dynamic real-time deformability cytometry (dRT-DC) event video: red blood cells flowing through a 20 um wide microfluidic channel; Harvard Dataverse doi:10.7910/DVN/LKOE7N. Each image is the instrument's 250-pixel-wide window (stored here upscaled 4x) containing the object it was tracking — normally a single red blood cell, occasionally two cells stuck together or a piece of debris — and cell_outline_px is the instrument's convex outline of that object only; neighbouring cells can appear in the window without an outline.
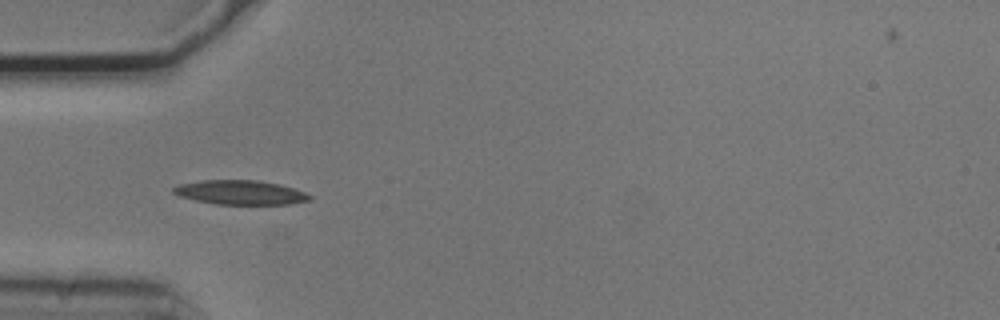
{"species": "common noctule bat (a hibernating species)", "species_latin": "Nyctalus noctula", "temperature_condition": "cold", "stored_images_in_passage": 23, "camera_frame_rate_fps": 3000, "um_per_image_px": 0.085, "animal": {"sex": "male", "body_mass_g": 20.5, "forearm_length_mm": 52.5}, "frame": {"image": 1, "passage_image": 1, "time_ms": 0.0, "image_size_px": [1000, 320], "cell_outline_px": [[312, 200], [292, 204], [216, 204], [196, 200], [180, 196], [172, 192], [172, 188], [180, 184], [204, 180], [260, 180], [280, 184], [304, 192], [312, 196]], "centroid_in_image_um": [20.47, 16.36], "position_along_channel_um": 64.5, "area_um2": 19.25}}
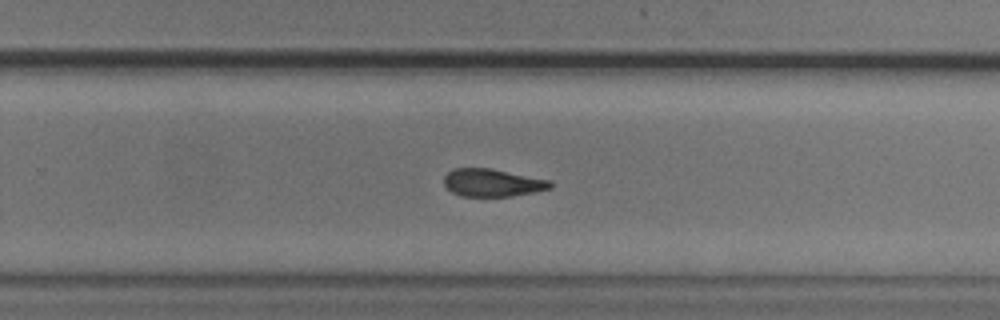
{"frame": {"image": 2, "passage_image": 19, "time_ms": 6.0, "image_size_px": [1000, 320], "cell_outline_px": [[556, 184], [552, 188], [512, 196], [460, 196], [452, 192], [444, 184], [444, 176], [452, 168], [488, 168], [552, 180]], "centroid_in_image_um": [41.88, 15.53], "position_along_channel_um": 287.9, "area_um2": 17.22}}
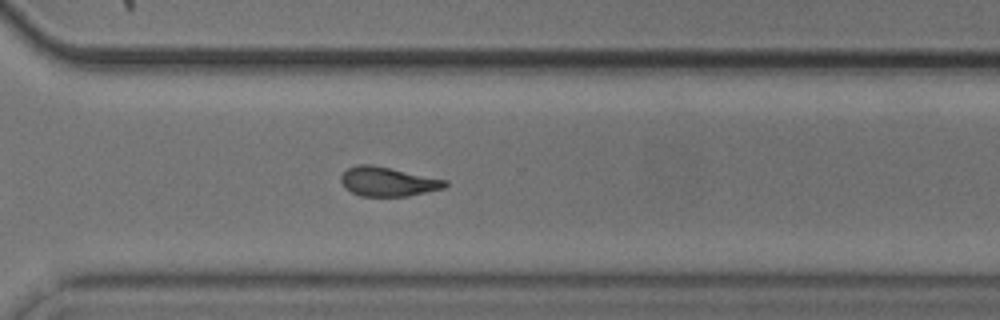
{"frame": {"image": 3, "passage_image": 23, "time_ms": 7.333, "image_size_px": [1000, 320], "cell_outline_px": [[448, 184], [444, 188], [408, 196], [360, 196], [344, 188], [340, 180], [340, 176], [348, 168], [356, 164], [372, 164], [392, 168], [448, 180]], "centroid_in_image_um": [32.96, 15.43], "position_along_channel_um": 337.6, "area_um2": 17.92}}